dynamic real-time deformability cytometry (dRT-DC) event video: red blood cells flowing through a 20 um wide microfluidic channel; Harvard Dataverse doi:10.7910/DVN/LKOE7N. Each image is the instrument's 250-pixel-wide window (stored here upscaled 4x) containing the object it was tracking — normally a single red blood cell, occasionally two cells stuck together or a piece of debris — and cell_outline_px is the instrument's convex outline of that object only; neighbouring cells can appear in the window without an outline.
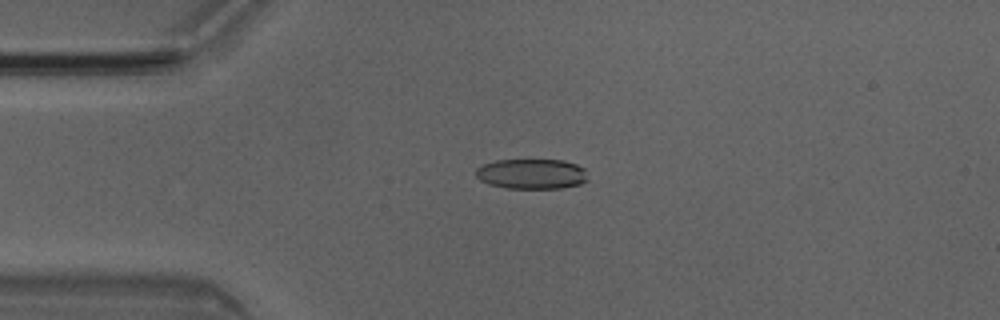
{"species": "Egyptian fruit bat (a non-hibernating species)", "species_latin": "Rousettus aegyptiacus", "temperature_condition": "room temperature", "stored_images_in_passage": 3, "camera_frame_rate_fps": 3000, "um_per_image_px": 0.085, "animal": {"sex": "male"}, "frame": {"image": 1, "passage_image": 3, "time_ms": 0.667, "image_size_px": [1000, 320], "cell_outline_px": [[588, 180], [580, 184], [560, 188], [504, 188], [488, 184], [480, 180], [476, 176], [476, 168], [484, 164], [496, 160], [564, 160], [576, 164], [584, 168]], "centroid_in_image_um": [45.18, 14.78], "position_along_channel_um": 39.8, "area_um2": 19.71}}